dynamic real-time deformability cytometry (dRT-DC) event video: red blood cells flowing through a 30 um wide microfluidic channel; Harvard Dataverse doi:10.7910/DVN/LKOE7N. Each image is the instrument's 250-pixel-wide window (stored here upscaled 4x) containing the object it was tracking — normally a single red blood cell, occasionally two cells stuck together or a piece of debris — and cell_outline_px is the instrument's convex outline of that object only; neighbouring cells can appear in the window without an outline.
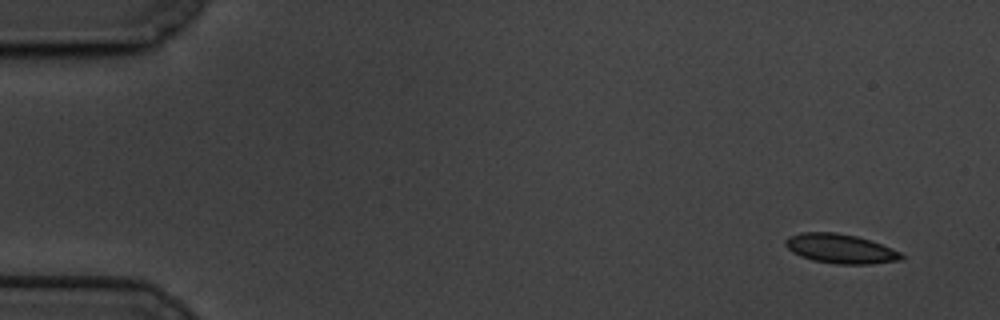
{"species": "common noctule bat (a hibernating species)", "species_latin": "Nyctalus noctula", "temperature_condition": "cold", "stored_images_in_passage": 57, "camera_frame_rate_fps": 3000, "um_per_image_px": 0.085, "animal": {"sex": "male", "body_mass_g": 19.5, "forearm_length_mm": 54.6}, "frame": {"image": 1, "passage_image": 1, "time_ms": 0.0, "image_size_px": [1000, 320], "cell_outline_px": [[904, 256], [900, 260], [872, 264], [836, 264], [812, 260], [800, 256], [792, 252], [784, 244], [784, 240], [788, 236], [800, 232], [836, 232], [856, 236], [880, 244], [900, 252]], "centroid_in_image_um": [71.38, 21.14], "position_along_channel_um": 13.6, "area_um2": 19.83}}
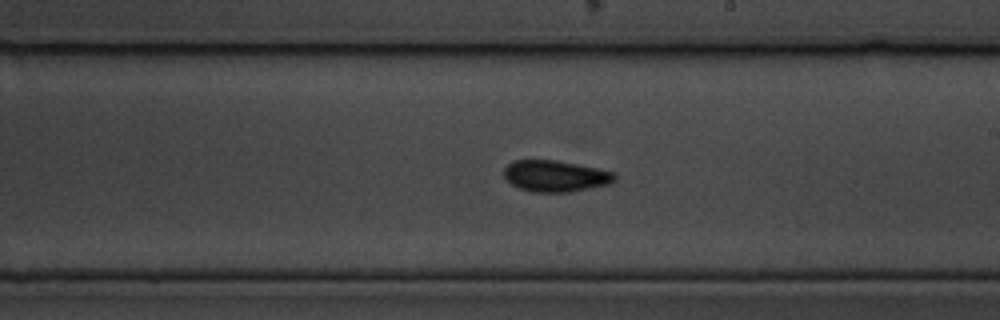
{"frame": {"image": 2, "passage_image": 32, "time_ms": 10.333, "image_size_px": [1000, 320], "cell_outline_px": [[616, 180], [612, 184], [572, 192], [532, 192], [520, 188], [512, 184], [504, 176], [504, 168], [512, 160], [556, 160], [616, 172]], "centroid_in_image_um": [47.25, 14.97], "position_along_channel_um": 241.7, "area_um2": 20.4}}
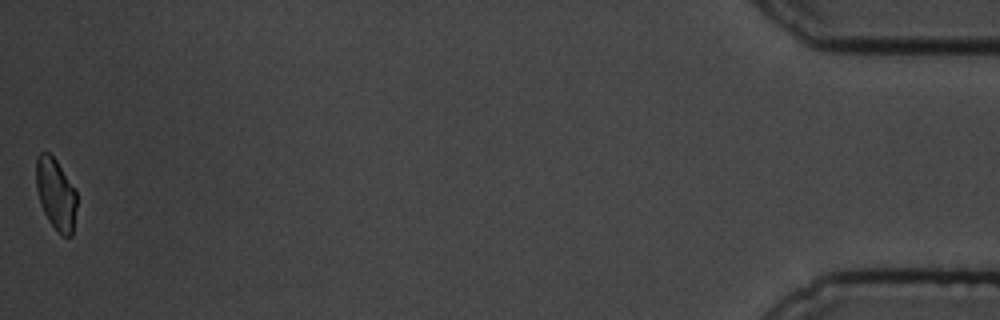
{"frame": {"image": 3, "passage_image": 57, "time_ms": 18.667, "image_size_px": [1000, 320], "cell_outline_px": [[76, 208], [72, 236], [60, 236], [48, 220], [40, 204], [36, 188], [36, 156], [40, 152], [48, 152], [56, 160], [76, 192]], "centroid_in_image_um": [4.72, 16.51], "position_along_channel_um": 430.5, "area_um2": 16.88}, "authors_computed_cell_mechanics": {"area_um2": 19.5942, "velocity_mm_per_s": 3.3584, "shape_relaxation_time_tau1_ms": 3.9461, "shape_relaxation_time_tau2_ms": 2.6094, "deformation_change_tau1": 0.1077, "deformation_change_tau2": 0.0854}}